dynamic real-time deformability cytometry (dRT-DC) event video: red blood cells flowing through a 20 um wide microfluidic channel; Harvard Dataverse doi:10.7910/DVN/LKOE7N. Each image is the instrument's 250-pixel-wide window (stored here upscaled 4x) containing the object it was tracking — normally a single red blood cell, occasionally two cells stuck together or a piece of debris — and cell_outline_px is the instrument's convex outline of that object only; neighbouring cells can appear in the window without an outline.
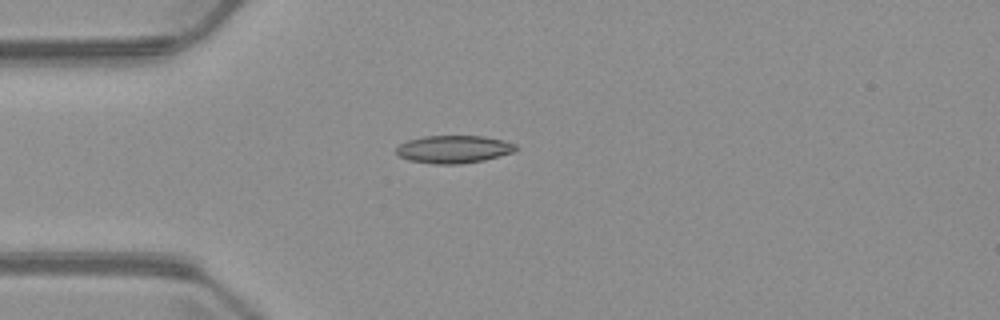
{"species": "common noctule bat (a hibernating species)", "species_latin": "Nyctalus noctula", "temperature_condition": "warm", "stored_images_in_passage": 5, "camera_frame_rate_fps": 3000, "um_per_image_px": 0.085, "animal": {"sex": "male", "body_mass_g": 23.1, "forearm_length_mm": 52.7}, "frame": {"image": 1, "passage_image": 5, "time_ms": 4.667, "image_size_px": [1000, 320], "cell_outline_px": [[520, 148], [516, 152], [484, 160], [460, 164], [432, 164], [408, 160], [400, 156], [396, 152], [396, 148], [400, 144], [408, 140], [424, 136], [484, 136], [504, 140], [516, 144]], "centroid_in_image_um": [38.62, 12.69], "position_along_channel_um": 46.4, "area_um2": 19.54}}